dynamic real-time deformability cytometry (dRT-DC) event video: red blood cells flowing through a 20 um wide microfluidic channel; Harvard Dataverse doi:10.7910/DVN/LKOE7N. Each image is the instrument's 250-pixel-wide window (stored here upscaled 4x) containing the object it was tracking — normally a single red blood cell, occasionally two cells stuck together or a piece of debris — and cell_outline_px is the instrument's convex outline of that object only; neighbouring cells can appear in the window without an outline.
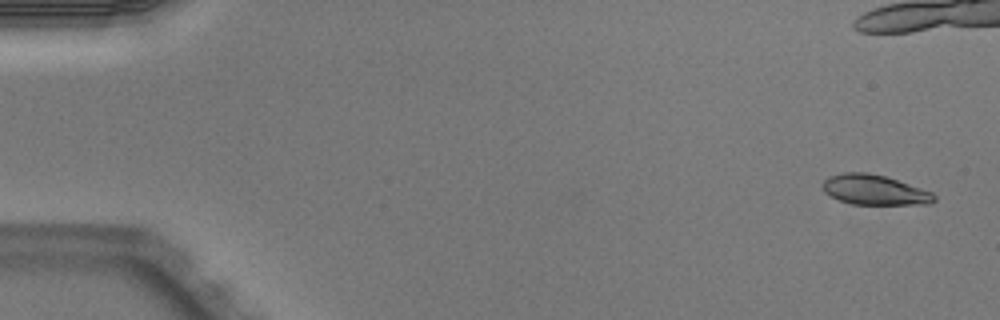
{"species": "Egyptian fruit bat (a non-hibernating species)", "species_latin": "Rousettus aegyptiacus", "temperature_condition": "warm", "stored_images_in_passage": 8, "camera_frame_rate_fps": 3000, "um_per_image_px": 0.085, "animal": {"sex": "male"}, "frame": {"image": 1, "passage_image": 1, "time_ms": 0.0, "image_size_px": [1000, 320], "cell_outline_px": [[936, 200], [928, 204], [852, 204], [840, 200], [824, 192], [820, 184], [828, 176], [840, 172], [868, 172], [884, 176], [932, 192], [936, 196]], "centroid_in_image_um": [74.28, 16.13], "position_along_channel_um": 10.7, "area_um2": 19.48}}
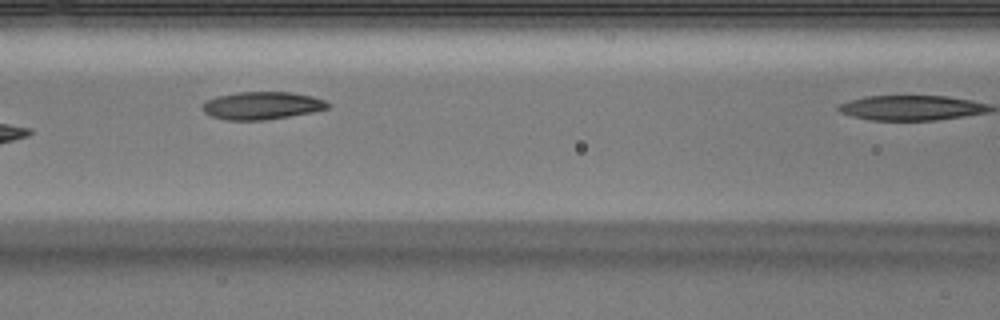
{"frame": {"image": 2, "passage_image": 7, "time_ms": 2.0, "image_size_px": [1000, 320], "cell_outline_px": [[332, 104], [328, 108], [312, 112], [264, 120], [228, 120], [212, 116], [204, 112], [204, 104], [208, 100], [216, 96], [236, 92], [292, 92], [312, 96], [324, 100]], "centroid_in_image_um": [22.3, 8.96], "position_along_channel_um": 144.3, "area_um2": 20.06}}